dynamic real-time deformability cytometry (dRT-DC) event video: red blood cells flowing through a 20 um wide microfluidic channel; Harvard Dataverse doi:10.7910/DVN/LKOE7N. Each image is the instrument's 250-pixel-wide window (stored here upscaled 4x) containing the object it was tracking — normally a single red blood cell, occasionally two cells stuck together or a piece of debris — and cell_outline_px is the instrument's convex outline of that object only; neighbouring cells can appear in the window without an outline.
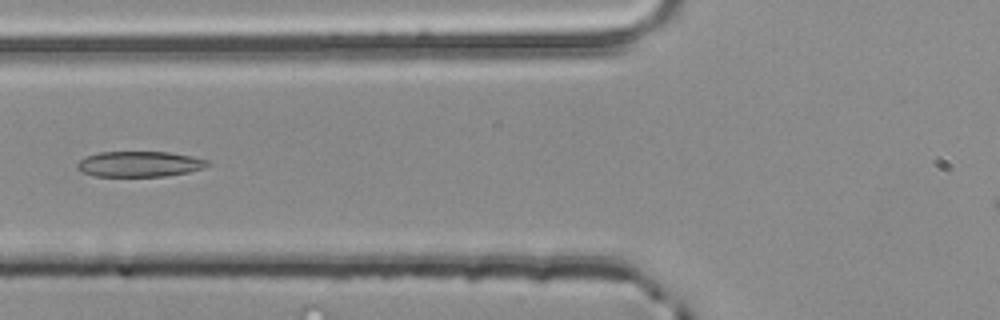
{"species": "common noctule bat (a hibernating species)", "species_latin": "Nyctalus noctula", "temperature_condition": "room temperature", "stored_images_in_passage": 4, "camera_frame_rate_fps": 3000, "um_per_image_px": 0.085, "animal": {"sex": "male", "body_mass_g": 20.4}, "frame": {"image": 1, "passage_image": 3, "time_ms": 0.667, "image_size_px": [1000, 320], "cell_outline_px": [[212, 164], [204, 168], [188, 172], [168, 176], [92, 176], [76, 168], [76, 164], [84, 156], [100, 152], [168, 152], [192, 156], [212, 160]], "centroid_in_image_um": [11.9, 13.94], "position_along_channel_um": 113.9, "area_um2": 19.65}}